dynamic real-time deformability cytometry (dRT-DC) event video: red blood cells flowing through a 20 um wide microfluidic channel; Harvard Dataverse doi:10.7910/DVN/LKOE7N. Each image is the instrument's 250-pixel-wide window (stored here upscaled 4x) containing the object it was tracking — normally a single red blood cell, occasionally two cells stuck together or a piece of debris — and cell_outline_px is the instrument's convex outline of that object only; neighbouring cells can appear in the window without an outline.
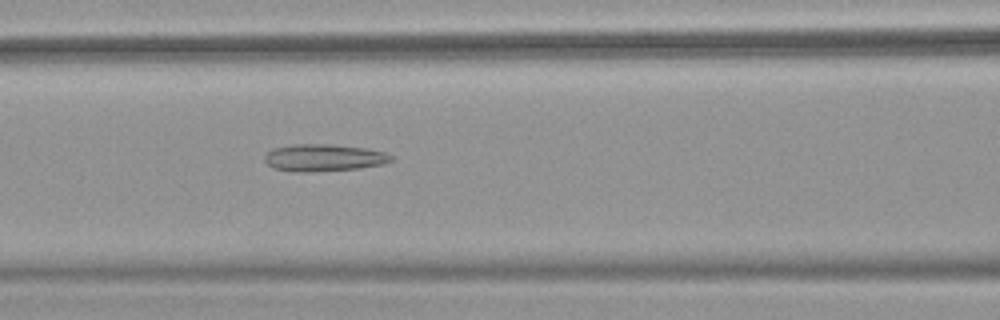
{"species": "common noctule bat (a hibernating species)", "species_latin": "Nyctalus noctula", "temperature_condition": "warm", "stored_images_in_passage": 51, "camera_frame_rate_fps": 3000, "um_per_image_px": 0.085, "animal": {"sex": "female", "body_mass_g": 18.4}, "frame": {"image": 1, "passage_image": 22, "time_ms": 7.0, "image_size_px": [1000, 320], "cell_outline_px": [[396, 156], [392, 160], [384, 164], [360, 168], [308, 172], [296, 172], [272, 168], [264, 160], [264, 156], [272, 148], [292, 144], [332, 144], [368, 148], [384, 152]], "centroid_in_image_um": [27.54, 13.4], "position_along_channel_um": 139.1, "area_um2": 20.29}}
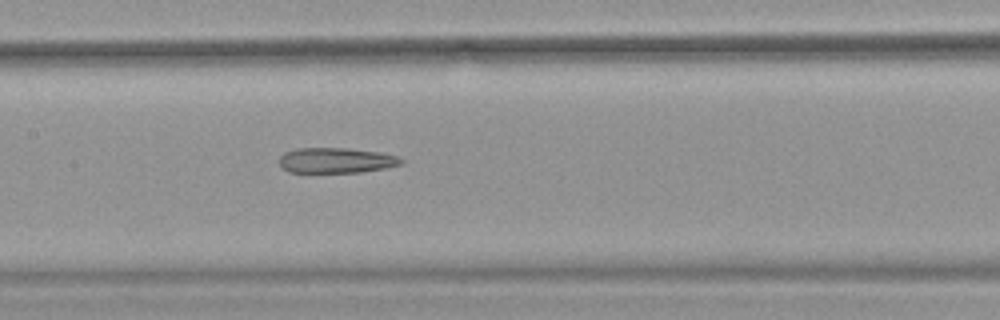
{"frame": {"image": 2, "passage_image": 25, "time_ms": 8.0, "image_size_px": [1000, 320], "cell_outline_px": [[404, 164], [384, 168], [360, 172], [288, 172], [280, 164], [280, 156], [284, 152], [296, 148], [348, 148], [380, 152], [396, 156], [404, 160]], "centroid_in_image_um": [28.58, 13.62], "position_along_channel_um": 178.8, "area_um2": 17.98}}
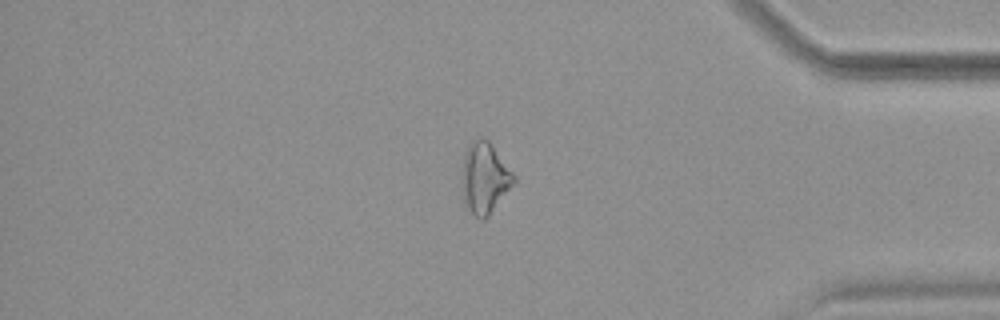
{"frame": {"image": 3, "passage_image": 43, "time_ms": 14.0, "image_size_px": [1000, 320], "cell_outline_px": [[516, 184], [488, 216], [484, 220], [480, 220], [472, 216], [464, 204], [460, 172], [464, 156], [468, 144], [472, 140], [480, 136], [484, 136], [492, 144], [516, 176]], "centroid_in_image_um": [41.19, 15.14], "position_along_channel_um": 394.0, "area_um2": 22.37}}